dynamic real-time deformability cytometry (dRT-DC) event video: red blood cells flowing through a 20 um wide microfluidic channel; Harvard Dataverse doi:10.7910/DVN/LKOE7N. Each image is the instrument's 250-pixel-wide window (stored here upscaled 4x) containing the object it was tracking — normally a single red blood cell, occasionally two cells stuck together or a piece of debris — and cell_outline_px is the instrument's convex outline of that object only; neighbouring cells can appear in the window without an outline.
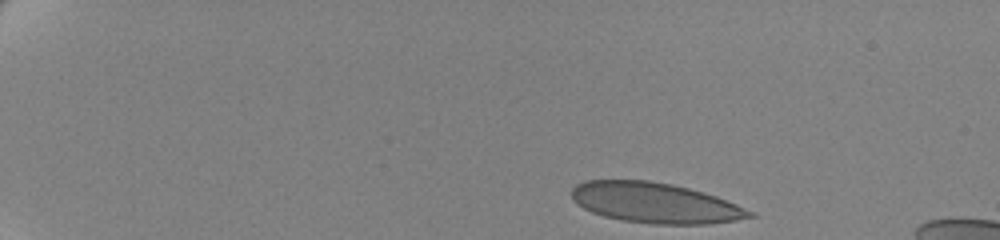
{"species": "human", "species_latin": "Homo sapiens", "temperature_condition": "cold", "stored_images_in_passage": 50, "camera_frame_rate_fps": 3000, "um_per_image_px": 0.085, "donor": {"sex": "female"}, "frame": {"image": 1, "passage_image": 1, "time_ms": 0.0, "image_size_px": [1000, 240], "cell_outline_px": [[756, 216], [736, 220], [708, 224], [652, 224], [620, 220], [604, 216], [592, 212], [584, 208], [572, 200], [572, 188], [576, 184], [584, 180], [648, 180], [672, 184], [704, 192], [716, 196], [756, 212]], "centroid_in_image_um": [55.69, 17.24], "position_along_channel_um": 29.3, "area_um2": 42.02}}
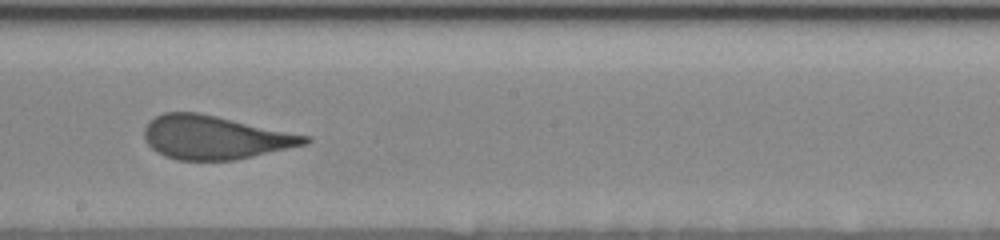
{"frame": {"image": 2, "passage_image": 28, "time_ms": 9.0, "image_size_px": [1000, 240], "cell_outline_px": [[312, 140], [308, 144], [236, 160], [176, 160], [164, 156], [156, 152], [144, 140], [144, 128], [148, 120], [164, 112], [196, 112], [216, 116], [308, 136]], "centroid_in_image_um": [18.22, 11.69], "position_along_channel_um": 230.0, "area_um2": 40.69}}
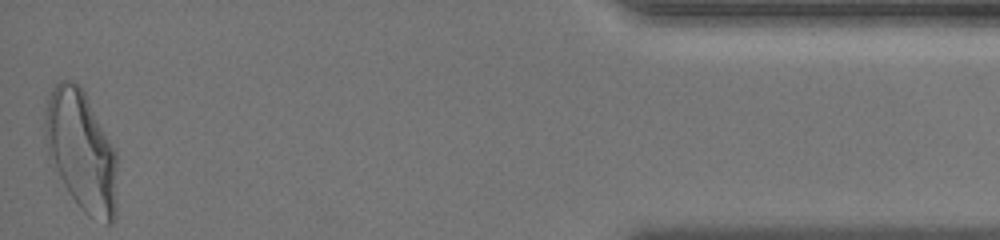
{"frame": {"image": 3, "passage_image": 50, "time_ms": 16.333, "image_size_px": [1000, 240], "cell_outline_px": [[116, 216], [112, 224], [108, 224], [88, 216], [80, 208], [68, 192], [48, 152], [44, 136], [44, 120], [48, 100], [52, 88], [60, 80], [72, 80], [84, 88], [116, 152]], "centroid_in_image_um": [6.93, 12.8], "position_along_channel_um": 428.3, "area_um2": 50.52}, "authors_computed_cell_mechanics": {"area_um2": 42.1073, "velocity_mm_per_s": 3.4829, "shape_relaxation_time_tau1_ms": 6.714, "shape_relaxation_time_tau2_ms": null, "deformation_change_tau1": 0.1917, "deformation_change_tau2": null}}